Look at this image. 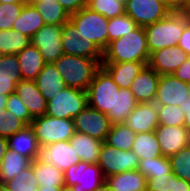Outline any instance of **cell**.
<instances>
[{
	"label": "cell",
	"instance_id": "db71d44e",
	"mask_svg": "<svg viewBox=\"0 0 190 191\" xmlns=\"http://www.w3.org/2000/svg\"><path fill=\"white\" fill-rule=\"evenodd\" d=\"M8 95L0 94V112L6 111Z\"/></svg>",
	"mask_w": 190,
	"mask_h": 191
},
{
	"label": "cell",
	"instance_id": "c3c4849f",
	"mask_svg": "<svg viewBox=\"0 0 190 191\" xmlns=\"http://www.w3.org/2000/svg\"><path fill=\"white\" fill-rule=\"evenodd\" d=\"M172 75L183 82H190V56H188L187 60Z\"/></svg>",
	"mask_w": 190,
	"mask_h": 191
},
{
	"label": "cell",
	"instance_id": "ffe728a7",
	"mask_svg": "<svg viewBox=\"0 0 190 191\" xmlns=\"http://www.w3.org/2000/svg\"><path fill=\"white\" fill-rule=\"evenodd\" d=\"M160 75L149 65L144 66L129 90L134 94L138 103L154 102Z\"/></svg>",
	"mask_w": 190,
	"mask_h": 191
},
{
	"label": "cell",
	"instance_id": "4316f807",
	"mask_svg": "<svg viewBox=\"0 0 190 191\" xmlns=\"http://www.w3.org/2000/svg\"><path fill=\"white\" fill-rule=\"evenodd\" d=\"M81 161L91 164L98 163L99 153L103 141L94 139L84 133L75 132L69 140Z\"/></svg>",
	"mask_w": 190,
	"mask_h": 191
},
{
	"label": "cell",
	"instance_id": "91938a15",
	"mask_svg": "<svg viewBox=\"0 0 190 191\" xmlns=\"http://www.w3.org/2000/svg\"><path fill=\"white\" fill-rule=\"evenodd\" d=\"M188 102L190 103V82L188 83Z\"/></svg>",
	"mask_w": 190,
	"mask_h": 191
},
{
	"label": "cell",
	"instance_id": "be15d7a7",
	"mask_svg": "<svg viewBox=\"0 0 190 191\" xmlns=\"http://www.w3.org/2000/svg\"><path fill=\"white\" fill-rule=\"evenodd\" d=\"M117 1H120V2H122L124 4H126V2H127V0H117Z\"/></svg>",
	"mask_w": 190,
	"mask_h": 191
},
{
	"label": "cell",
	"instance_id": "cb8c5ba5",
	"mask_svg": "<svg viewBox=\"0 0 190 191\" xmlns=\"http://www.w3.org/2000/svg\"><path fill=\"white\" fill-rule=\"evenodd\" d=\"M144 66L141 62L102 63V67L109 73L118 87L124 89L130 88Z\"/></svg>",
	"mask_w": 190,
	"mask_h": 191
},
{
	"label": "cell",
	"instance_id": "9a60e30c",
	"mask_svg": "<svg viewBox=\"0 0 190 191\" xmlns=\"http://www.w3.org/2000/svg\"><path fill=\"white\" fill-rule=\"evenodd\" d=\"M188 83L174 75H160L154 103L157 105H181L188 99Z\"/></svg>",
	"mask_w": 190,
	"mask_h": 191
},
{
	"label": "cell",
	"instance_id": "f5cc1de1",
	"mask_svg": "<svg viewBox=\"0 0 190 191\" xmlns=\"http://www.w3.org/2000/svg\"><path fill=\"white\" fill-rule=\"evenodd\" d=\"M8 150V142L6 138L0 137V163Z\"/></svg>",
	"mask_w": 190,
	"mask_h": 191
},
{
	"label": "cell",
	"instance_id": "7dc6e473",
	"mask_svg": "<svg viewBox=\"0 0 190 191\" xmlns=\"http://www.w3.org/2000/svg\"><path fill=\"white\" fill-rule=\"evenodd\" d=\"M58 1L69 15L76 13L83 7L87 6V2L85 0H58Z\"/></svg>",
	"mask_w": 190,
	"mask_h": 191
},
{
	"label": "cell",
	"instance_id": "7bdbcfd3",
	"mask_svg": "<svg viewBox=\"0 0 190 191\" xmlns=\"http://www.w3.org/2000/svg\"><path fill=\"white\" fill-rule=\"evenodd\" d=\"M25 4L0 3V30L12 29Z\"/></svg>",
	"mask_w": 190,
	"mask_h": 191
},
{
	"label": "cell",
	"instance_id": "8d00e7d4",
	"mask_svg": "<svg viewBox=\"0 0 190 191\" xmlns=\"http://www.w3.org/2000/svg\"><path fill=\"white\" fill-rule=\"evenodd\" d=\"M137 170L146 178L165 176L172 171L169 157L164 156L140 160Z\"/></svg>",
	"mask_w": 190,
	"mask_h": 191
},
{
	"label": "cell",
	"instance_id": "11a10c76",
	"mask_svg": "<svg viewBox=\"0 0 190 191\" xmlns=\"http://www.w3.org/2000/svg\"><path fill=\"white\" fill-rule=\"evenodd\" d=\"M93 191H112V190L110 189L109 185L105 181Z\"/></svg>",
	"mask_w": 190,
	"mask_h": 191
},
{
	"label": "cell",
	"instance_id": "8992f818",
	"mask_svg": "<svg viewBox=\"0 0 190 191\" xmlns=\"http://www.w3.org/2000/svg\"><path fill=\"white\" fill-rule=\"evenodd\" d=\"M31 127L40 147L59 141H69L76 132L73 119L55 118L47 114L34 118Z\"/></svg>",
	"mask_w": 190,
	"mask_h": 191
},
{
	"label": "cell",
	"instance_id": "6da1fadb",
	"mask_svg": "<svg viewBox=\"0 0 190 191\" xmlns=\"http://www.w3.org/2000/svg\"><path fill=\"white\" fill-rule=\"evenodd\" d=\"M150 53L143 26L133 32L109 42L103 51L102 63L141 62L148 65Z\"/></svg>",
	"mask_w": 190,
	"mask_h": 191
},
{
	"label": "cell",
	"instance_id": "60d3db41",
	"mask_svg": "<svg viewBox=\"0 0 190 191\" xmlns=\"http://www.w3.org/2000/svg\"><path fill=\"white\" fill-rule=\"evenodd\" d=\"M159 125L181 126L184 125V112L178 105H157Z\"/></svg>",
	"mask_w": 190,
	"mask_h": 191
},
{
	"label": "cell",
	"instance_id": "484cf974",
	"mask_svg": "<svg viewBox=\"0 0 190 191\" xmlns=\"http://www.w3.org/2000/svg\"><path fill=\"white\" fill-rule=\"evenodd\" d=\"M112 191H145L147 178L138 170H129L105 178Z\"/></svg>",
	"mask_w": 190,
	"mask_h": 191
},
{
	"label": "cell",
	"instance_id": "f6af8a7d",
	"mask_svg": "<svg viewBox=\"0 0 190 191\" xmlns=\"http://www.w3.org/2000/svg\"><path fill=\"white\" fill-rule=\"evenodd\" d=\"M173 172L161 177H150L147 178V189L146 190H159V191H170L171 182L169 181Z\"/></svg>",
	"mask_w": 190,
	"mask_h": 191
},
{
	"label": "cell",
	"instance_id": "5b68a950",
	"mask_svg": "<svg viewBox=\"0 0 190 191\" xmlns=\"http://www.w3.org/2000/svg\"><path fill=\"white\" fill-rule=\"evenodd\" d=\"M120 88L101 66L87 89L88 106L105 114H115L116 92Z\"/></svg>",
	"mask_w": 190,
	"mask_h": 191
},
{
	"label": "cell",
	"instance_id": "74e56055",
	"mask_svg": "<svg viewBox=\"0 0 190 191\" xmlns=\"http://www.w3.org/2000/svg\"><path fill=\"white\" fill-rule=\"evenodd\" d=\"M138 27L139 26L127 14L110 18L108 20V44L115 39L133 32Z\"/></svg>",
	"mask_w": 190,
	"mask_h": 191
},
{
	"label": "cell",
	"instance_id": "f546056e",
	"mask_svg": "<svg viewBox=\"0 0 190 191\" xmlns=\"http://www.w3.org/2000/svg\"><path fill=\"white\" fill-rule=\"evenodd\" d=\"M32 161L14 150L8 149L0 163V186L13 179L23 169L30 166Z\"/></svg>",
	"mask_w": 190,
	"mask_h": 191
},
{
	"label": "cell",
	"instance_id": "2e32d148",
	"mask_svg": "<svg viewBox=\"0 0 190 191\" xmlns=\"http://www.w3.org/2000/svg\"><path fill=\"white\" fill-rule=\"evenodd\" d=\"M154 132L164 157H171L190 144V135L183 125H159Z\"/></svg>",
	"mask_w": 190,
	"mask_h": 191
},
{
	"label": "cell",
	"instance_id": "ee69618b",
	"mask_svg": "<svg viewBox=\"0 0 190 191\" xmlns=\"http://www.w3.org/2000/svg\"><path fill=\"white\" fill-rule=\"evenodd\" d=\"M6 112L13 113L21 120H23L27 125H31V122L33 121V118L30 116L26 106L23 104L22 100L17 96L16 93L8 95Z\"/></svg>",
	"mask_w": 190,
	"mask_h": 191
},
{
	"label": "cell",
	"instance_id": "1f68e13d",
	"mask_svg": "<svg viewBox=\"0 0 190 191\" xmlns=\"http://www.w3.org/2000/svg\"><path fill=\"white\" fill-rule=\"evenodd\" d=\"M131 150L138 156L139 160L162 156L161 148L154 131L136 133Z\"/></svg>",
	"mask_w": 190,
	"mask_h": 191
},
{
	"label": "cell",
	"instance_id": "f1b7e54d",
	"mask_svg": "<svg viewBox=\"0 0 190 191\" xmlns=\"http://www.w3.org/2000/svg\"><path fill=\"white\" fill-rule=\"evenodd\" d=\"M32 168L39 187L61 188L65 185L64 173L53 165L36 158L32 161Z\"/></svg>",
	"mask_w": 190,
	"mask_h": 191
},
{
	"label": "cell",
	"instance_id": "bcb514c9",
	"mask_svg": "<svg viewBox=\"0 0 190 191\" xmlns=\"http://www.w3.org/2000/svg\"><path fill=\"white\" fill-rule=\"evenodd\" d=\"M167 8L171 12H190V1L189 0H164Z\"/></svg>",
	"mask_w": 190,
	"mask_h": 191
},
{
	"label": "cell",
	"instance_id": "94428289",
	"mask_svg": "<svg viewBox=\"0 0 190 191\" xmlns=\"http://www.w3.org/2000/svg\"><path fill=\"white\" fill-rule=\"evenodd\" d=\"M36 1H40V0H25V2H26L27 4H33V3L36 2Z\"/></svg>",
	"mask_w": 190,
	"mask_h": 191
},
{
	"label": "cell",
	"instance_id": "3957f363",
	"mask_svg": "<svg viewBox=\"0 0 190 191\" xmlns=\"http://www.w3.org/2000/svg\"><path fill=\"white\" fill-rule=\"evenodd\" d=\"M67 87L87 91L97 71L102 66V59H91L63 54L54 62Z\"/></svg>",
	"mask_w": 190,
	"mask_h": 191
},
{
	"label": "cell",
	"instance_id": "6125c7cd",
	"mask_svg": "<svg viewBox=\"0 0 190 191\" xmlns=\"http://www.w3.org/2000/svg\"><path fill=\"white\" fill-rule=\"evenodd\" d=\"M5 54L3 53L2 50H0V59L4 56Z\"/></svg>",
	"mask_w": 190,
	"mask_h": 191
},
{
	"label": "cell",
	"instance_id": "5bb4252c",
	"mask_svg": "<svg viewBox=\"0 0 190 191\" xmlns=\"http://www.w3.org/2000/svg\"><path fill=\"white\" fill-rule=\"evenodd\" d=\"M38 159L63 173L81 160L69 141H59L39 148Z\"/></svg>",
	"mask_w": 190,
	"mask_h": 191
},
{
	"label": "cell",
	"instance_id": "83f0119b",
	"mask_svg": "<svg viewBox=\"0 0 190 191\" xmlns=\"http://www.w3.org/2000/svg\"><path fill=\"white\" fill-rule=\"evenodd\" d=\"M45 25L42 16L32 4H25L12 29L32 39Z\"/></svg>",
	"mask_w": 190,
	"mask_h": 191
},
{
	"label": "cell",
	"instance_id": "7c38bea8",
	"mask_svg": "<svg viewBox=\"0 0 190 191\" xmlns=\"http://www.w3.org/2000/svg\"><path fill=\"white\" fill-rule=\"evenodd\" d=\"M62 27L60 25H44L31 39L46 64L54 63L63 53L61 42Z\"/></svg>",
	"mask_w": 190,
	"mask_h": 191
},
{
	"label": "cell",
	"instance_id": "4dcf8cb0",
	"mask_svg": "<svg viewBox=\"0 0 190 191\" xmlns=\"http://www.w3.org/2000/svg\"><path fill=\"white\" fill-rule=\"evenodd\" d=\"M32 5L42 16L45 25L63 26L70 19V15L58 0H40Z\"/></svg>",
	"mask_w": 190,
	"mask_h": 191
},
{
	"label": "cell",
	"instance_id": "ac0fdd59",
	"mask_svg": "<svg viewBox=\"0 0 190 191\" xmlns=\"http://www.w3.org/2000/svg\"><path fill=\"white\" fill-rule=\"evenodd\" d=\"M124 124L135 133L155 131L159 126L157 104L154 102L138 103Z\"/></svg>",
	"mask_w": 190,
	"mask_h": 191
},
{
	"label": "cell",
	"instance_id": "d4e9b609",
	"mask_svg": "<svg viewBox=\"0 0 190 191\" xmlns=\"http://www.w3.org/2000/svg\"><path fill=\"white\" fill-rule=\"evenodd\" d=\"M21 66L22 80L34 81L45 66L43 56L32 43L16 54Z\"/></svg>",
	"mask_w": 190,
	"mask_h": 191
},
{
	"label": "cell",
	"instance_id": "d6a6232c",
	"mask_svg": "<svg viewBox=\"0 0 190 191\" xmlns=\"http://www.w3.org/2000/svg\"><path fill=\"white\" fill-rule=\"evenodd\" d=\"M138 105L134 94L129 89L120 88L116 92L115 114H107L112 124L124 123Z\"/></svg>",
	"mask_w": 190,
	"mask_h": 191
},
{
	"label": "cell",
	"instance_id": "f35d334b",
	"mask_svg": "<svg viewBox=\"0 0 190 191\" xmlns=\"http://www.w3.org/2000/svg\"><path fill=\"white\" fill-rule=\"evenodd\" d=\"M169 160L173 174L190 183V146L182 148Z\"/></svg>",
	"mask_w": 190,
	"mask_h": 191
},
{
	"label": "cell",
	"instance_id": "7402d4cb",
	"mask_svg": "<svg viewBox=\"0 0 190 191\" xmlns=\"http://www.w3.org/2000/svg\"><path fill=\"white\" fill-rule=\"evenodd\" d=\"M7 142L8 149L28 157L31 161L38 158L40 146L31 125H27L23 130L10 136Z\"/></svg>",
	"mask_w": 190,
	"mask_h": 191
},
{
	"label": "cell",
	"instance_id": "e0dca14e",
	"mask_svg": "<svg viewBox=\"0 0 190 191\" xmlns=\"http://www.w3.org/2000/svg\"><path fill=\"white\" fill-rule=\"evenodd\" d=\"M188 56L179 46L165 47L150 55L148 65L159 75H172Z\"/></svg>",
	"mask_w": 190,
	"mask_h": 191
},
{
	"label": "cell",
	"instance_id": "8fae6325",
	"mask_svg": "<svg viewBox=\"0 0 190 191\" xmlns=\"http://www.w3.org/2000/svg\"><path fill=\"white\" fill-rule=\"evenodd\" d=\"M75 131L84 133L94 139L106 141L112 123L107 114L87 106L73 118Z\"/></svg>",
	"mask_w": 190,
	"mask_h": 191
},
{
	"label": "cell",
	"instance_id": "e575fe53",
	"mask_svg": "<svg viewBox=\"0 0 190 191\" xmlns=\"http://www.w3.org/2000/svg\"><path fill=\"white\" fill-rule=\"evenodd\" d=\"M38 187L32 163L1 186L5 191H39Z\"/></svg>",
	"mask_w": 190,
	"mask_h": 191
},
{
	"label": "cell",
	"instance_id": "680465c9",
	"mask_svg": "<svg viewBox=\"0 0 190 191\" xmlns=\"http://www.w3.org/2000/svg\"><path fill=\"white\" fill-rule=\"evenodd\" d=\"M61 191H74V190L71 186L64 185L63 187H61Z\"/></svg>",
	"mask_w": 190,
	"mask_h": 191
},
{
	"label": "cell",
	"instance_id": "f907efd6",
	"mask_svg": "<svg viewBox=\"0 0 190 191\" xmlns=\"http://www.w3.org/2000/svg\"><path fill=\"white\" fill-rule=\"evenodd\" d=\"M169 181L171 182L170 191H190V183L184 179L173 175Z\"/></svg>",
	"mask_w": 190,
	"mask_h": 191
},
{
	"label": "cell",
	"instance_id": "836d02e7",
	"mask_svg": "<svg viewBox=\"0 0 190 191\" xmlns=\"http://www.w3.org/2000/svg\"><path fill=\"white\" fill-rule=\"evenodd\" d=\"M136 133L124 123L112 124L106 138V143L119 150H131Z\"/></svg>",
	"mask_w": 190,
	"mask_h": 191
},
{
	"label": "cell",
	"instance_id": "d590c367",
	"mask_svg": "<svg viewBox=\"0 0 190 191\" xmlns=\"http://www.w3.org/2000/svg\"><path fill=\"white\" fill-rule=\"evenodd\" d=\"M31 43V39L19 32L10 30H0V50L4 54H17Z\"/></svg>",
	"mask_w": 190,
	"mask_h": 191
},
{
	"label": "cell",
	"instance_id": "ba28073f",
	"mask_svg": "<svg viewBox=\"0 0 190 191\" xmlns=\"http://www.w3.org/2000/svg\"><path fill=\"white\" fill-rule=\"evenodd\" d=\"M139 162L138 156L132 150H119L104 141L97 164L101 168L104 178H107L114 174L137 170Z\"/></svg>",
	"mask_w": 190,
	"mask_h": 191
},
{
	"label": "cell",
	"instance_id": "681fc988",
	"mask_svg": "<svg viewBox=\"0 0 190 191\" xmlns=\"http://www.w3.org/2000/svg\"><path fill=\"white\" fill-rule=\"evenodd\" d=\"M178 46L190 56V22L184 27Z\"/></svg>",
	"mask_w": 190,
	"mask_h": 191
},
{
	"label": "cell",
	"instance_id": "9c48e42d",
	"mask_svg": "<svg viewBox=\"0 0 190 191\" xmlns=\"http://www.w3.org/2000/svg\"><path fill=\"white\" fill-rule=\"evenodd\" d=\"M104 182L105 178L97 163L80 161L64 172L65 185L71 186L74 191H93Z\"/></svg>",
	"mask_w": 190,
	"mask_h": 191
},
{
	"label": "cell",
	"instance_id": "816d5d0a",
	"mask_svg": "<svg viewBox=\"0 0 190 191\" xmlns=\"http://www.w3.org/2000/svg\"><path fill=\"white\" fill-rule=\"evenodd\" d=\"M181 110L184 112V127L188 131L190 135V103L188 102V99L184 100V103L179 105Z\"/></svg>",
	"mask_w": 190,
	"mask_h": 191
},
{
	"label": "cell",
	"instance_id": "7a4b0ae2",
	"mask_svg": "<svg viewBox=\"0 0 190 191\" xmlns=\"http://www.w3.org/2000/svg\"><path fill=\"white\" fill-rule=\"evenodd\" d=\"M189 22V13L170 12L161 20L144 26L150 55L165 47L178 46L184 27Z\"/></svg>",
	"mask_w": 190,
	"mask_h": 191
},
{
	"label": "cell",
	"instance_id": "d6986e66",
	"mask_svg": "<svg viewBox=\"0 0 190 191\" xmlns=\"http://www.w3.org/2000/svg\"><path fill=\"white\" fill-rule=\"evenodd\" d=\"M15 93L22 100L33 119L46 113L47 100L36 86L35 81L21 80L16 85Z\"/></svg>",
	"mask_w": 190,
	"mask_h": 191
},
{
	"label": "cell",
	"instance_id": "ab89813d",
	"mask_svg": "<svg viewBox=\"0 0 190 191\" xmlns=\"http://www.w3.org/2000/svg\"><path fill=\"white\" fill-rule=\"evenodd\" d=\"M87 7L108 19L125 14V4L117 0H90Z\"/></svg>",
	"mask_w": 190,
	"mask_h": 191
},
{
	"label": "cell",
	"instance_id": "52a82bcc",
	"mask_svg": "<svg viewBox=\"0 0 190 191\" xmlns=\"http://www.w3.org/2000/svg\"><path fill=\"white\" fill-rule=\"evenodd\" d=\"M88 106L87 91L66 87L54 98L47 101L48 116L62 119H73Z\"/></svg>",
	"mask_w": 190,
	"mask_h": 191
},
{
	"label": "cell",
	"instance_id": "277c9868",
	"mask_svg": "<svg viewBox=\"0 0 190 191\" xmlns=\"http://www.w3.org/2000/svg\"><path fill=\"white\" fill-rule=\"evenodd\" d=\"M80 38L92 41L102 52L108 46V18L88 8L70 15Z\"/></svg>",
	"mask_w": 190,
	"mask_h": 191
},
{
	"label": "cell",
	"instance_id": "9f6ffc18",
	"mask_svg": "<svg viewBox=\"0 0 190 191\" xmlns=\"http://www.w3.org/2000/svg\"><path fill=\"white\" fill-rule=\"evenodd\" d=\"M0 3L5 4H26L25 0H0Z\"/></svg>",
	"mask_w": 190,
	"mask_h": 191
},
{
	"label": "cell",
	"instance_id": "603a6c76",
	"mask_svg": "<svg viewBox=\"0 0 190 191\" xmlns=\"http://www.w3.org/2000/svg\"><path fill=\"white\" fill-rule=\"evenodd\" d=\"M34 81L47 101L67 87L54 63L45 64Z\"/></svg>",
	"mask_w": 190,
	"mask_h": 191
},
{
	"label": "cell",
	"instance_id": "44dd1931",
	"mask_svg": "<svg viewBox=\"0 0 190 191\" xmlns=\"http://www.w3.org/2000/svg\"><path fill=\"white\" fill-rule=\"evenodd\" d=\"M21 80V66L16 54H5L0 59V94L15 93L16 85Z\"/></svg>",
	"mask_w": 190,
	"mask_h": 191
},
{
	"label": "cell",
	"instance_id": "6f0895ef",
	"mask_svg": "<svg viewBox=\"0 0 190 191\" xmlns=\"http://www.w3.org/2000/svg\"><path fill=\"white\" fill-rule=\"evenodd\" d=\"M39 191H61V188L38 187Z\"/></svg>",
	"mask_w": 190,
	"mask_h": 191
},
{
	"label": "cell",
	"instance_id": "30bf717a",
	"mask_svg": "<svg viewBox=\"0 0 190 191\" xmlns=\"http://www.w3.org/2000/svg\"><path fill=\"white\" fill-rule=\"evenodd\" d=\"M170 12L164 0H127L125 4V14L143 27L161 20Z\"/></svg>",
	"mask_w": 190,
	"mask_h": 191
},
{
	"label": "cell",
	"instance_id": "b9f144b4",
	"mask_svg": "<svg viewBox=\"0 0 190 191\" xmlns=\"http://www.w3.org/2000/svg\"><path fill=\"white\" fill-rule=\"evenodd\" d=\"M26 126L27 124L13 113L0 112V137L8 139Z\"/></svg>",
	"mask_w": 190,
	"mask_h": 191
},
{
	"label": "cell",
	"instance_id": "4fadbf2b",
	"mask_svg": "<svg viewBox=\"0 0 190 191\" xmlns=\"http://www.w3.org/2000/svg\"><path fill=\"white\" fill-rule=\"evenodd\" d=\"M77 33V28L70 20L63 25L61 36L63 53L91 59H103V52L92 41L80 38Z\"/></svg>",
	"mask_w": 190,
	"mask_h": 191
}]
</instances>
